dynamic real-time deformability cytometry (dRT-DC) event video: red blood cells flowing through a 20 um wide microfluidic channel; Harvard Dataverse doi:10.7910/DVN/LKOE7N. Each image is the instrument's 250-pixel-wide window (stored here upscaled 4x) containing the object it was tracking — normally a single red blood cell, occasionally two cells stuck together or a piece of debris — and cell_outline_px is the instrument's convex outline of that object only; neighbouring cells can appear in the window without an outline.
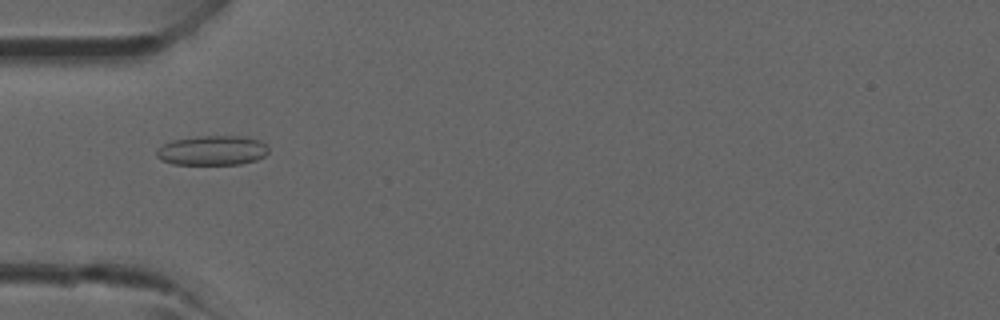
{"species": "common noctule bat (a hibernating species)", "species_latin": "Nyctalus noctula", "temperature_condition": "room temperature", "stored_images_in_passage": 4, "camera_frame_rate_fps": 3000, "um_per_image_px": 0.085, "animal": {"sex": "male", "forearm_length_mm": 52.5}, "frame": {"image": 1, "passage_image": 4, "time_ms": 4.0, "image_size_px": [1000, 320], "cell_outline_px": [[268, 152], [264, 156], [256, 160], [240, 164], [172, 164], [160, 160], [156, 156], [156, 152], [164, 144], [172, 140], [196, 136], [240, 136], [260, 140], [268, 144]], "centroid_in_image_um": [18.06, 12.78], "position_along_channel_um": 66.9, "area_um2": 19.42}}